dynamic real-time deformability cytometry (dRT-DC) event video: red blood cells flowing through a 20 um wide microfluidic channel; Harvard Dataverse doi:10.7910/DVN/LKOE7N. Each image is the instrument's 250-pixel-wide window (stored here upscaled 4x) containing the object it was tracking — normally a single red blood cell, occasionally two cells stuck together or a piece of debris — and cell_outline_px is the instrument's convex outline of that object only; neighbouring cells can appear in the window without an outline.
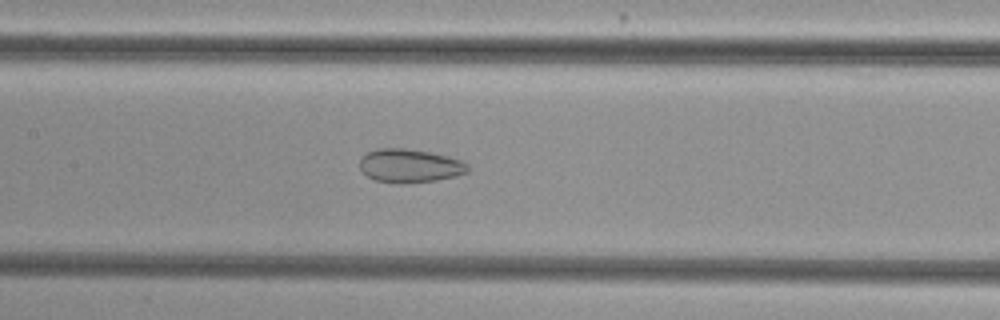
{"species": "common noctule bat (a hibernating species)", "species_latin": "Nyctalus noctula", "temperature_condition": "cold", "stored_images_in_passage": 48, "camera_frame_rate_fps": 3000, "um_per_image_px": 0.085, "animal": {"sex": "female", "body_mass_g": 29.2, "forearm_length_mm": 56.3}, "frame": {"image": 1, "passage_image": 21, "time_ms": 6.667, "image_size_px": [1000, 320], "cell_outline_px": [[468, 172], [456, 176], [436, 180], [404, 184], [400, 184], [376, 180], [368, 176], [360, 168], [360, 156], [376, 148], [404, 148], [432, 152], [448, 156], [460, 160], [468, 164]], "centroid_in_image_um": [34.83, 14.08], "position_along_channel_um": 172.6, "area_um2": 21.27}}
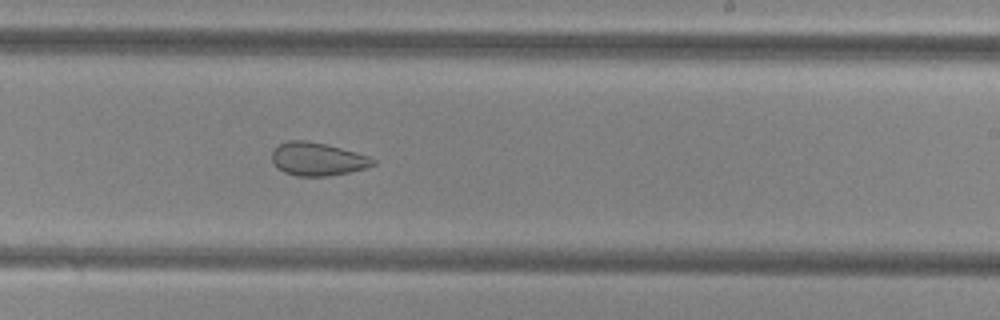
{"frame": {"image": 2, "passage_image": 28, "time_ms": 9.0, "image_size_px": [1000, 320], "cell_outline_px": [[376, 164], [368, 168], [328, 176], [296, 176], [284, 172], [276, 168], [272, 160], [272, 152], [280, 144], [288, 140], [308, 140], [356, 152], [368, 156], [376, 160]], "centroid_in_image_um": [26.99, 13.53], "position_along_channel_um": 262.0, "area_um2": 19.54}}
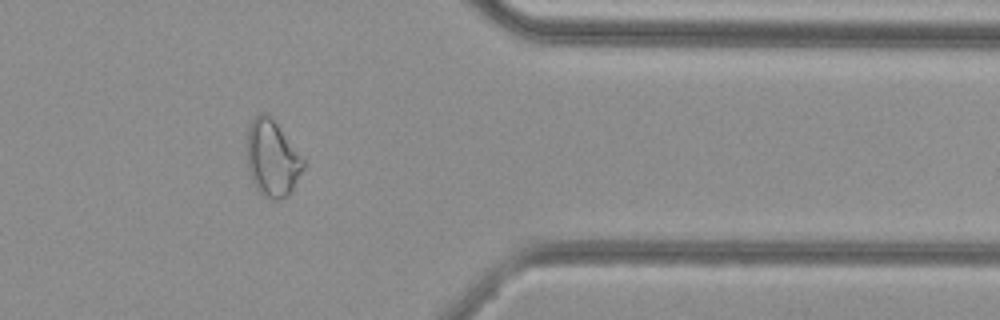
{"frame": {"image": 3, "passage_image": 39, "time_ms": 12.667, "image_size_px": [1000, 320], "cell_outline_px": [[308, 164], [288, 196], [284, 200], [272, 200], [260, 192], [256, 188], [248, 172], [248, 128], [252, 120], [260, 112], [264, 112], [276, 124]], "centroid_in_image_um": [23.17, 13.52], "position_along_channel_um": 388.2, "area_um2": 24.91}, "authors_computed_cell_mechanics": {"area_um2": 25.143, "velocity_mm_per_s": 3.8472, "shape_relaxation_time_tau1_ms": null, "shape_relaxation_time_tau2_ms": 2.2998, "deformation_change_tau1": null, "deformation_change_tau2": 0.0834}}